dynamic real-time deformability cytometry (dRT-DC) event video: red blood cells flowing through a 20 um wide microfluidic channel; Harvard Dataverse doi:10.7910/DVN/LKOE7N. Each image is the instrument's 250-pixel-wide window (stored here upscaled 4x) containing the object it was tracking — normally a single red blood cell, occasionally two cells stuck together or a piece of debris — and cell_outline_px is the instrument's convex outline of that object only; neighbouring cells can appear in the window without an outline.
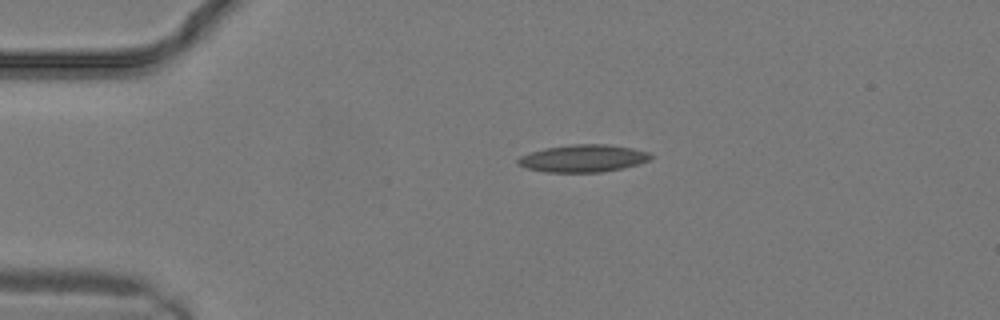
{"species": "common noctule bat (a hibernating species)", "species_latin": "Nyctalus noctula", "temperature_condition": "warm", "stored_images_in_passage": 5, "camera_frame_rate_fps": 3000, "um_per_image_px": 0.085, "animal": {"sex": "male", "body_mass_g": 19.2, "forearm_length_mm": 51.8}, "frame": {"image": 1, "passage_image": 1, "time_ms": 0.0, "image_size_px": [1000, 320], "cell_outline_px": [[652, 156], [648, 160], [624, 168], [600, 172], [544, 172], [524, 168], [516, 164], [516, 160], [520, 156], [544, 148], [572, 144], [604, 144], [632, 148], [648, 152]], "centroid_in_image_um": [49.5, 13.46], "position_along_channel_um": 35.5, "area_um2": 21.15}}
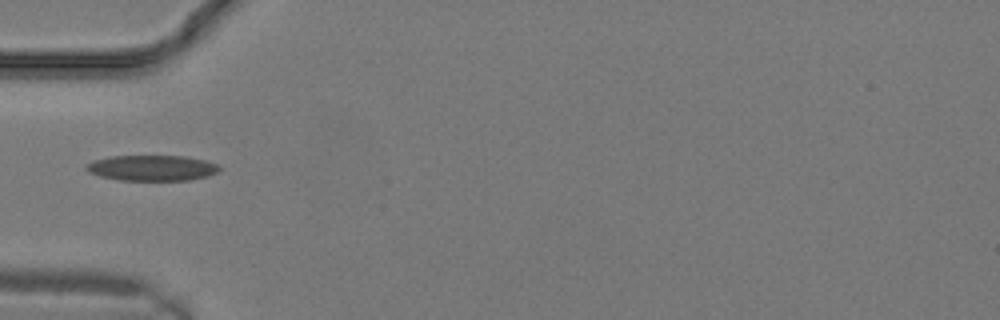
{"frame": {"image": 2, "passage_image": 4, "time_ms": 1.0, "image_size_px": [1000, 320], "cell_outline_px": [[220, 172], [208, 176], [188, 180], [120, 180], [100, 176], [88, 172], [84, 168], [84, 164], [92, 160], [108, 156], [188, 156], [204, 160], [216, 164], [220, 168]], "centroid_in_image_um": [12.88, 14.27], "position_along_channel_um": 72.1, "area_um2": 20.06}}